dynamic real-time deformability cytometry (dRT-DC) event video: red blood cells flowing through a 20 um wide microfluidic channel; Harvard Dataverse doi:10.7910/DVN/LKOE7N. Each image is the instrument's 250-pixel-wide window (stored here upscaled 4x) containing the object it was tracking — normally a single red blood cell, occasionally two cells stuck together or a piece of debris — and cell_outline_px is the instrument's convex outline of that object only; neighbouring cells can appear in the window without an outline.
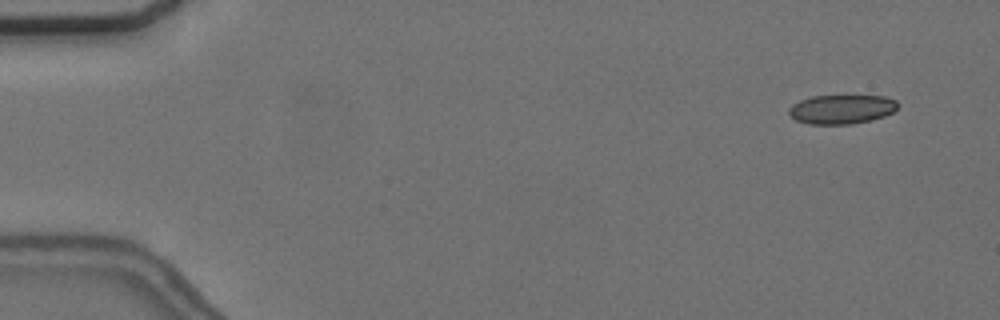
{"species": "common noctule bat (a hibernating species)", "species_latin": "Nyctalus noctula", "temperature_condition": "cold", "stored_images_in_passage": 5, "camera_frame_rate_fps": 3000, "um_per_image_px": 0.085, "animal": {"sex": "female", "body_mass_g": 24.6, "forearm_length_mm": 56.2}, "frame": {"image": 1, "passage_image": 2, "time_ms": 1.0, "image_size_px": [1000, 320], "cell_outline_px": [[900, 104], [892, 112], [884, 116], [872, 120], [852, 124], [808, 124], [796, 120], [788, 112], [788, 108], [792, 104], [800, 100], [812, 96], [884, 96], [896, 100]], "centroid_in_image_um": [71.54, 9.29], "position_along_channel_um": 13.5, "area_um2": 18.55}}